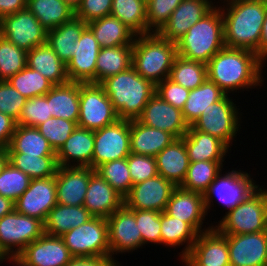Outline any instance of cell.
<instances>
[{"label":"cell","instance_id":"obj_45","mask_svg":"<svg viewBox=\"0 0 267 266\" xmlns=\"http://www.w3.org/2000/svg\"><path fill=\"white\" fill-rule=\"evenodd\" d=\"M104 180L111 185L123 198L133 186L127 158L106 162L95 169Z\"/></svg>","mask_w":267,"mask_h":266},{"label":"cell","instance_id":"obj_64","mask_svg":"<svg viewBox=\"0 0 267 266\" xmlns=\"http://www.w3.org/2000/svg\"><path fill=\"white\" fill-rule=\"evenodd\" d=\"M266 184H267V183H266ZM264 186H265V183H264V185H261V186H260V184H259V187L261 188V190L264 192L265 196L267 197V189H266L267 186H265L266 188H265Z\"/></svg>","mask_w":267,"mask_h":266},{"label":"cell","instance_id":"obj_17","mask_svg":"<svg viewBox=\"0 0 267 266\" xmlns=\"http://www.w3.org/2000/svg\"><path fill=\"white\" fill-rule=\"evenodd\" d=\"M57 204L55 176L31 179L29 187L14 202L20 214L46 220L50 210Z\"/></svg>","mask_w":267,"mask_h":266},{"label":"cell","instance_id":"obj_65","mask_svg":"<svg viewBox=\"0 0 267 266\" xmlns=\"http://www.w3.org/2000/svg\"><path fill=\"white\" fill-rule=\"evenodd\" d=\"M5 255L0 250V258L4 257Z\"/></svg>","mask_w":267,"mask_h":266},{"label":"cell","instance_id":"obj_52","mask_svg":"<svg viewBox=\"0 0 267 266\" xmlns=\"http://www.w3.org/2000/svg\"><path fill=\"white\" fill-rule=\"evenodd\" d=\"M127 163L133 185L158 175L155 157L130 153Z\"/></svg>","mask_w":267,"mask_h":266},{"label":"cell","instance_id":"obj_41","mask_svg":"<svg viewBox=\"0 0 267 266\" xmlns=\"http://www.w3.org/2000/svg\"><path fill=\"white\" fill-rule=\"evenodd\" d=\"M111 16L119 19L136 36L147 34V10L143 0H112Z\"/></svg>","mask_w":267,"mask_h":266},{"label":"cell","instance_id":"obj_62","mask_svg":"<svg viewBox=\"0 0 267 266\" xmlns=\"http://www.w3.org/2000/svg\"><path fill=\"white\" fill-rule=\"evenodd\" d=\"M9 162L7 150L0 148V174Z\"/></svg>","mask_w":267,"mask_h":266},{"label":"cell","instance_id":"obj_7","mask_svg":"<svg viewBox=\"0 0 267 266\" xmlns=\"http://www.w3.org/2000/svg\"><path fill=\"white\" fill-rule=\"evenodd\" d=\"M222 217V218H221ZM214 226L225 235L256 233L267 230V197L258 187L244 201L240 202Z\"/></svg>","mask_w":267,"mask_h":266},{"label":"cell","instance_id":"obj_22","mask_svg":"<svg viewBox=\"0 0 267 266\" xmlns=\"http://www.w3.org/2000/svg\"><path fill=\"white\" fill-rule=\"evenodd\" d=\"M226 237L230 266H267V230Z\"/></svg>","mask_w":267,"mask_h":266},{"label":"cell","instance_id":"obj_6","mask_svg":"<svg viewBox=\"0 0 267 266\" xmlns=\"http://www.w3.org/2000/svg\"><path fill=\"white\" fill-rule=\"evenodd\" d=\"M233 99L232 95L226 94L222 99L211 104V107L191 125L193 129L218 138L231 151L233 142H236L235 139L243 128L241 124L245 114L239 108L240 102L236 104L234 102L236 99Z\"/></svg>","mask_w":267,"mask_h":266},{"label":"cell","instance_id":"obj_57","mask_svg":"<svg viewBox=\"0 0 267 266\" xmlns=\"http://www.w3.org/2000/svg\"><path fill=\"white\" fill-rule=\"evenodd\" d=\"M66 266H120L110 257H74Z\"/></svg>","mask_w":267,"mask_h":266},{"label":"cell","instance_id":"obj_61","mask_svg":"<svg viewBox=\"0 0 267 266\" xmlns=\"http://www.w3.org/2000/svg\"><path fill=\"white\" fill-rule=\"evenodd\" d=\"M4 262H6V263L9 262L10 265L12 263L13 266L14 265L15 266H26L24 264L23 260L18 255L17 256H4V257L0 258V266Z\"/></svg>","mask_w":267,"mask_h":266},{"label":"cell","instance_id":"obj_2","mask_svg":"<svg viewBox=\"0 0 267 266\" xmlns=\"http://www.w3.org/2000/svg\"><path fill=\"white\" fill-rule=\"evenodd\" d=\"M220 1L218 6L224 21L225 47L246 49L257 54L267 0Z\"/></svg>","mask_w":267,"mask_h":266},{"label":"cell","instance_id":"obj_26","mask_svg":"<svg viewBox=\"0 0 267 266\" xmlns=\"http://www.w3.org/2000/svg\"><path fill=\"white\" fill-rule=\"evenodd\" d=\"M94 151V131L76 127L56 152L58 166L91 167Z\"/></svg>","mask_w":267,"mask_h":266},{"label":"cell","instance_id":"obj_66","mask_svg":"<svg viewBox=\"0 0 267 266\" xmlns=\"http://www.w3.org/2000/svg\"><path fill=\"white\" fill-rule=\"evenodd\" d=\"M214 4L216 3L217 5H218V3H219V1L220 0H218V2L216 1V0H214V1H216V2H214L213 0H211Z\"/></svg>","mask_w":267,"mask_h":266},{"label":"cell","instance_id":"obj_30","mask_svg":"<svg viewBox=\"0 0 267 266\" xmlns=\"http://www.w3.org/2000/svg\"><path fill=\"white\" fill-rule=\"evenodd\" d=\"M27 66L40 72L53 85H63L70 82L66 64L47 42L27 52Z\"/></svg>","mask_w":267,"mask_h":266},{"label":"cell","instance_id":"obj_54","mask_svg":"<svg viewBox=\"0 0 267 266\" xmlns=\"http://www.w3.org/2000/svg\"><path fill=\"white\" fill-rule=\"evenodd\" d=\"M155 93L162 100L182 111L185 102L189 97L190 90L167 78L156 85Z\"/></svg>","mask_w":267,"mask_h":266},{"label":"cell","instance_id":"obj_1","mask_svg":"<svg viewBox=\"0 0 267 266\" xmlns=\"http://www.w3.org/2000/svg\"><path fill=\"white\" fill-rule=\"evenodd\" d=\"M206 65L207 79L228 95L262 89L265 82L267 65L250 50L224 47Z\"/></svg>","mask_w":267,"mask_h":266},{"label":"cell","instance_id":"obj_43","mask_svg":"<svg viewBox=\"0 0 267 266\" xmlns=\"http://www.w3.org/2000/svg\"><path fill=\"white\" fill-rule=\"evenodd\" d=\"M169 79L189 90L195 89L207 79V65L177 55Z\"/></svg>","mask_w":267,"mask_h":266},{"label":"cell","instance_id":"obj_18","mask_svg":"<svg viewBox=\"0 0 267 266\" xmlns=\"http://www.w3.org/2000/svg\"><path fill=\"white\" fill-rule=\"evenodd\" d=\"M165 212L174 218L188 223L198 234L214 226L213 223L209 224L206 218L208 215L205 208L204 195L182 189L181 187H177L173 191ZM204 223L208 226L206 224L203 225Z\"/></svg>","mask_w":267,"mask_h":266},{"label":"cell","instance_id":"obj_14","mask_svg":"<svg viewBox=\"0 0 267 266\" xmlns=\"http://www.w3.org/2000/svg\"><path fill=\"white\" fill-rule=\"evenodd\" d=\"M106 220L111 258L120 266H123L117 261L116 255L133 254V251L137 252L138 249L142 248V236L136 224L135 215L123 205Z\"/></svg>","mask_w":267,"mask_h":266},{"label":"cell","instance_id":"obj_4","mask_svg":"<svg viewBox=\"0 0 267 266\" xmlns=\"http://www.w3.org/2000/svg\"><path fill=\"white\" fill-rule=\"evenodd\" d=\"M224 47V21L218 5L176 42L177 55L204 64Z\"/></svg>","mask_w":267,"mask_h":266},{"label":"cell","instance_id":"obj_19","mask_svg":"<svg viewBox=\"0 0 267 266\" xmlns=\"http://www.w3.org/2000/svg\"><path fill=\"white\" fill-rule=\"evenodd\" d=\"M101 46L87 27L75 42L74 53L66 64L70 82L96 83V60Z\"/></svg>","mask_w":267,"mask_h":266},{"label":"cell","instance_id":"obj_9","mask_svg":"<svg viewBox=\"0 0 267 266\" xmlns=\"http://www.w3.org/2000/svg\"><path fill=\"white\" fill-rule=\"evenodd\" d=\"M63 239L73 257H110L108 223L105 218L92 217L77 228L64 233Z\"/></svg>","mask_w":267,"mask_h":266},{"label":"cell","instance_id":"obj_31","mask_svg":"<svg viewBox=\"0 0 267 266\" xmlns=\"http://www.w3.org/2000/svg\"><path fill=\"white\" fill-rule=\"evenodd\" d=\"M45 96L47 97L52 117L78 123L80 82L54 85Z\"/></svg>","mask_w":267,"mask_h":266},{"label":"cell","instance_id":"obj_23","mask_svg":"<svg viewBox=\"0 0 267 266\" xmlns=\"http://www.w3.org/2000/svg\"><path fill=\"white\" fill-rule=\"evenodd\" d=\"M215 6L216 4L211 0H183L158 34L164 39L176 43Z\"/></svg>","mask_w":267,"mask_h":266},{"label":"cell","instance_id":"obj_59","mask_svg":"<svg viewBox=\"0 0 267 266\" xmlns=\"http://www.w3.org/2000/svg\"><path fill=\"white\" fill-rule=\"evenodd\" d=\"M258 57L266 64L267 62V10L266 16L263 22L262 31H261V39L259 48L257 49Z\"/></svg>","mask_w":267,"mask_h":266},{"label":"cell","instance_id":"obj_46","mask_svg":"<svg viewBox=\"0 0 267 266\" xmlns=\"http://www.w3.org/2000/svg\"><path fill=\"white\" fill-rule=\"evenodd\" d=\"M27 66V52L0 35V81H7Z\"/></svg>","mask_w":267,"mask_h":266},{"label":"cell","instance_id":"obj_27","mask_svg":"<svg viewBox=\"0 0 267 266\" xmlns=\"http://www.w3.org/2000/svg\"><path fill=\"white\" fill-rule=\"evenodd\" d=\"M158 175L179 187L186 176L190 161L182 138L175 139L155 156Z\"/></svg>","mask_w":267,"mask_h":266},{"label":"cell","instance_id":"obj_32","mask_svg":"<svg viewBox=\"0 0 267 266\" xmlns=\"http://www.w3.org/2000/svg\"><path fill=\"white\" fill-rule=\"evenodd\" d=\"M198 233L186 222L161 212V245L170 249L184 246L178 253L179 259L188 255Z\"/></svg>","mask_w":267,"mask_h":266},{"label":"cell","instance_id":"obj_42","mask_svg":"<svg viewBox=\"0 0 267 266\" xmlns=\"http://www.w3.org/2000/svg\"><path fill=\"white\" fill-rule=\"evenodd\" d=\"M9 163L31 179L55 176L58 164L56 156H32L25 153H8Z\"/></svg>","mask_w":267,"mask_h":266},{"label":"cell","instance_id":"obj_11","mask_svg":"<svg viewBox=\"0 0 267 266\" xmlns=\"http://www.w3.org/2000/svg\"><path fill=\"white\" fill-rule=\"evenodd\" d=\"M43 234L42 221L14 209L0 219V250L5 256H17Z\"/></svg>","mask_w":267,"mask_h":266},{"label":"cell","instance_id":"obj_10","mask_svg":"<svg viewBox=\"0 0 267 266\" xmlns=\"http://www.w3.org/2000/svg\"><path fill=\"white\" fill-rule=\"evenodd\" d=\"M118 119L117 112L100 83H80L78 127L96 131Z\"/></svg>","mask_w":267,"mask_h":266},{"label":"cell","instance_id":"obj_20","mask_svg":"<svg viewBox=\"0 0 267 266\" xmlns=\"http://www.w3.org/2000/svg\"><path fill=\"white\" fill-rule=\"evenodd\" d=\"M26 266H66L74 257L60 236L44 233L18 255Z\"/></svg>","mask_w":267,"mask_h":266},{"label":"cell","instance_id":"obj_21","mask_svg":"<svg viewBox=\"0 0 267 266\" xmlns=\"http://www.w3.org/2000/svg\"><path fill=\"white\" fill-rule=\"evenodd\" d=\"M137 120L146 126L169 132L176 139L182 138L189 129L182 111L162 100L156 93Z\"/></svg>","mask_w":267,"mask_h":266},{"label":"cell","instance_id":"obj_13","mask_svg":"<svg viewBox=\"0 0 267 266\" xmlns=\"http://www.w3.org/2000/svg\"><path fill=\"white\" fill-rule=\"evenodd\" d=\"M0 35L28 52L46 43L47 30L25 8L0 19Z\"/></svg>","mask_w":267,"mask_h":266},{"label":"cell","instance_id":"obj_63","mask_svg":"<svg viewBox=\"0 0 267 266\" xmlns=\"http://www.w3.org/2000/svg\"><path fill=\"white\" fill-rule=\"evenodd\" d=\"M69 7H71L74 11L80 6L82 0H63Z\"/></svg>","mask_w":267,"mask_h":266},{"label":"cell","instance_id":"obj_49","mask_svg":"<svg viewBox=\"0 0 267 266\" xmlns=\"http://www.w3.org/2000/svg\"><path fill=\"white\" fill-rule=\"evenodd\" d=\"M76 127L77 124L74 121L51 117L36 128L48 140L54 151L57 152Z\"/></svg>","mask_w":267,"mask_h":266},{"label":"cell","instance_id":"obj_60","mask_svg":"<svg viewBox=\"0 0 267 266\" xmlns=\"http://www.w3.org/2000/svg\"><path fill=\"white\" fill-rule=\"evenodd\" d=\"M15 209L14 202L0 195V219L6 214L11 213Z\"/></svg>","mask_w":267,"mask_h":266},{"label":"cell","instance_id":"obj_51","mask_svg":"<svg viewBox=\"0 0 267 266\" xmlns=\"http://www.w3.org/2000/svg\"><path fill=\"white\" fill-rule=\"evenodd\" d=\"M183 0H150L146 3L147 34L158 33Z\"/></svg>","mask_w":267,"mask_h":266},{"label":"cell","instance_id":"obj_47","mask_svg":"<svg viewBox=\"0 0 267 266\" xmlns=\"http://www.w3.org/2000/svg\"><path fill=\"white\" fill-rule=\"evenodd\" d=\"M130 210L134 213L136 224L141 232L142 249L148 244L161 246V213L154 210Z\"/></svg>","mask_w":267,"mask_h":266},{"label":"cell","instance_id":"obj_34","mask_svg":"<svg viewBox=\"0 0 267 266\" xmlns=\"http://www.w3.org/2000/svg\"><path fill=\"white\" fill-rule=\"evenodd\" d=\"M86 28L87 23L74 16L70 21L47 31L46 42L58 57L67 64L75 52V42L80 39Z\"/></svg>","mask_w":267,"mask_h":266},{"label":"cell","instance_id":"obj_53","mask_svg":"<svg viewBox=\"0 0 267 266\" xmlns=\"http://www.w3.org/2000/svg\"><path fill=\"white\" fill-rule=\"evenodd\" d=\"M26 100L7 81H0V112L17 122Z\"/></svg>","mask_w":267,"mask_h":266},{"label":"cell","instance_id":"obj_39","mask_svg":"<svg viewBox=\"0 0 267 266\" xmlns=\"http://www.w3.org/2000/svg\"><path fill=\"white\" fill-rule=\"evenodd\" d=\"M26 8L47 31L61 26L75 16V11L63 0H27Z\"/></svg>","mask_w":267,"mask_h":266},{"label":"cell","instance_id":"obj_12","mask_svg":"<svg viewBox=\"0 0 267 266\" xmlns=\"http://www.w3.org/2000/svg\"><path fill=\"white\" fill-rule=\"evenodd\" d=\"M130 153V120L118 119L94 131L92 169L109 161L127 158Z\"/></svg>","mask_w":267,"mask_h":266},{"label":"cell","instance_id":"obj_44","mask_svg":"<svg viewBox=\"0 0 267 266\" xmlns=\"http://www.w3.org/2000/svg\"><path fill=\"white\" fill-rule=\"evenodd\" d=\"M7 82L27 99L45 95L54 86L40 72L28 66L10 77Z\"/></svg>","mask_w":267,"mask_h":266},{"label":"cell","instance_id":"obj_58","mask_svg":"<svg viewBox=\"0 0 267 266\" xmlns=\"http://www.w3.org/2000/svg\"><path fill=\"white\" fill-rule=\"evenodd\" d=\"M27 0H0V19L26 8Z\"/></svg>","mask_w":267,"mask_h":266},{"label":"cell","instance_id":"obj_28","mask_svg":"<svg viewBox=\"0 0 267 266\" xmlns=\"http://www.w3.org/2000/svg\"><path fill=\"white\" fill-rule=\"evenodd\" d=\"M184 140L189 161H225L230 157L231 150L218 138L210 134L200 132L189 126L188 131L182 137ZM230 152V153H229Z\"/></svg>","mask_w":267,"mask_h":266},{"label":"cell","instance_id":"obj_15","mask_svg":"<svg viewBox=\"0 0 267 266\" xmlns=\"http://www.w3.org/2000/svg\"><path fill=\"white\" fill-rule=\"evenodd\" d=\"M184 266H230L227 237L215 226L198 234L188 255L180 259Z\"/></svg>","mask_w":267,"mask_h":266},{"label":"cell","instance_id":"obj_33","mask_svg":"<svg viewBox=\"0 0 267 266\" xmlns=\"http://www.w3.org/2000/svg\"><path fill=\"white\" fill-rule=\"evenodd\" d=\"M92 217L84 206L56 204L46 217L44 233L61 237L64 233L79 227Z\"/></svg>","mask_w":267,"mask_h":266},{"label":"cell","instance_id":"obj_8","mask_svg":"<svg viewBox=\"0 0 267 266\" xmlns=\"http://www.w3.org/2000/svg\"><path fill=\"white\" fill-rule=\"evenodd\" d=\"M229 169L226 172L222 171L223 173L221 172L217 176L204 194L207 215L210 210L212 211L211 207H214V202L219 204L218 206L222 205V208L228 212L259 187V182L253 179L256 177L250 172L248 173L247 170L244 171L241 168Z\"/></svg>","mask_w":267,"mask_h":266},{"label":"cell","instance_id":"obj_25","mask_svg":"<svg viewBox=\"0 0 267 266\" xmlns=\"http://www.w3.org/2000/svg\"><path fill=\"white\" fill-rule=\"evenodd\" d=\"M124 205V198L94 172L89 180L83 206L93 217L107 219Z\"/></svg>","mask_w":267,"mask_h":266},{"label":"cell","instance_id":"obj_24","mask_svg":"<svg viewBox=\"0 0 267 266\" xmlns=\"http://www.w3.org/2000/svg\"><path fill=\"white\" fill-rule=\"evenodd\" d=\"M94 172L91 167L58 166L55 174L57 204L83 206L89 180Z\"/></svg>","mask_w":267,"mask_h":266},{"label":"cell","instance_id":"obj_40","mask_svg":"<svg viewBox=\"0 0 267 266\" xmlns=\"http://www.w3.org/2000/svg\"><path fill=\"white\" fill-rule=\"evenodd\" d=\"M224 162L226 161L190 162L185 179L179 187L204 195L217 176L225 170Z\"/></svg>","mask_w":267,"mask_h":266},{"label":"cell","instance_id":"obj_37","mask_svg":"<svg viewBox=\"0 0 267 266\" xmlns=\"http://www.w3.org/2000/svg\"><path fill=\"white\" fill-rule=\"evenodd\" d=\"M133 45L104 47L96 60V83L128 70L132 66Z\"/></svg>","mask_w":267,"mask_h":266},{"label":"cell","instance_id":"obj_55","mask_svg":"<svg viewBox=\"0 0 267 266\" xmlns=\"http://www.w3.org/2000/svg\"><path fill=\"white\" fill-rule=\"evenodd\" d=\"M112 0H82L75 11V17L85 23L111 15Z\"/></svg>","mask_w":267,"mask_h":266},{"label":"cell","instance_id":"obj_56","mask_svg":"<svg viewBox=\"0 0 267 266\" xmlns=\"http://www.w3.org/2000/svg\"><path fill=\"white\" fill-rule=\"evenodd\" d=\"M16 125L14 119L0 112V148L8 147Z\"/></svg>","mask_w":267,"mask_h":266},{"label":"cell","instance_id":"obj_5","mask_svg":"<svg viewBox=\"0 0 267 266\" xmlns=\"http://www.w3.org/2000/svg\"><path fill=\"white\" fill-rule=\"evenodd\" d=\"M177 56L176 43L158 33L136 36L133 42L132 67L155 86L169 78Z\"/></svg>","mask_w":267,"mask_h":266},{"label":"cell","instance_id":"obj_35","mask_svg":"<svg viewBox=\"0 0 267 266\" xmlns=\"http://www.w3.org/2000/svg\"><path fill=\"white\" fill-rule=\"evenodd\" d=\"M87 27L92 31L101 48L133 45L136 37L124 23L111 15L91 21Z\"/></svg>","mask_w":267,"mask_h":266},{"label":"cell","instance_id":"obj_3","mask_svg":"<svg viewBox=\"0 0 267 266\" xmlns=\"http://www.w3.org/2000/svg\"><path fill=\"white\" fill-rule=\"evenodd\" d=\"M100 84L119 119H137L156 92V86L139 75L132 66L126 71L107 77Z\"/></svg>","mask_w":267,"mask_h":266},{"label":"cell","instance_id":"obj_29","mask_svg":"<svg viewBox=\"0 0 267 266\" xmlns=\"http://www.w3.org/2000/svg\"><path fill=\"white\" fill-rule=\"evenodd\" d=\"M176 138L169 132L130 120L131 153L155 157Z\"/></svg>","mask_w":267,"mask_h":266},{"label":"cell","instance_id":"obj_38","mask_svg":"<svg viewBox=\"0 0 267 266\" xmlns=\"http://www.w3.org/2000/svg\"><path fill=\"white\" fill-rule=\"evenodd\" d=\"M226 94L210 80L206 79L199 87L190 90L189 97L182 109L183 117L191 126L197 118L206 112L211 104L222 99Z\"/></svg>","mask_w":267,"mask_h":266},{"label":"cell","instance_id":"obj_50","mask_svg":"<svg viewBox=\"0 0 267 266\" xmlns=\"http://www.w3.org/2000/svg\"><path fill=\"white\" fill-rule=\"evenodd\" d=\"M51 117L47 97L45 95L36 96L26 100L16 124L37 127Z\"/></svg>","mask_w":267,"mask_h":266},{"label":"cell","instance_id":"obj_36","mask_svg":"<svg viewBox=\"0 0 267 266\" xmlns=\"http://www.w3.org/2000/svg\"><path fill=\"white\" fill-rule=\"evenodd\" d=\"M7 153H25L32 156H56L48 140L36 127L16 125Z\"/></svg>","mask_w":267,"mask_h":266},{"label":"cell","instance_id":"obj_48","mask_svg":"<svg viewBox=\"0 0 267 266\" xmlns=\"http://www.w3.org/2000/svg\"><path fill=\"white\" fill-rule=\"evenodd\" d=\"M31 178L9 162L0 174V195L15 202L29 187Z\"/></svg>","mask_w":267,"mask_h":266},{"label":"cell","instance_id":"obj_16","mask_svg":"<svg viewBox=\"0 0 267 266\" xmlns=\"http://www.w3.org/2000/svg\"><path fill=\"white\" fill-rule=\"evenodd\" d=\"M177 186L161 175L137 183L124 198L128 209L163 212Z\"/></svg>","mask_w":267,"mask_h":266}]
</instances>
